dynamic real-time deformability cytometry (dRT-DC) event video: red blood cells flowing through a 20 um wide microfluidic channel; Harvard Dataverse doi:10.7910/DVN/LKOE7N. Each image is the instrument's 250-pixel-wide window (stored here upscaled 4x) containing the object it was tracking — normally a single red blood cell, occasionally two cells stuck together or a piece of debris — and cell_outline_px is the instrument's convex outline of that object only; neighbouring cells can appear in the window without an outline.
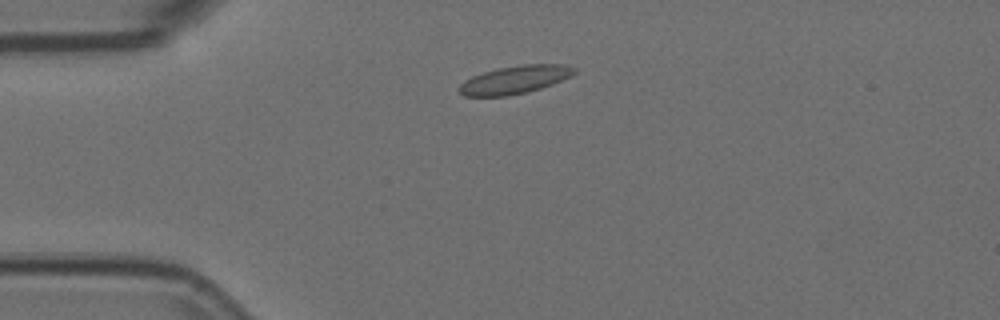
{"species": "Egyptian fruit bat (a non-hibernating species)", "species_latin": "Rousettus aegyptiacus", "temperature_condition": "room temperature", "stored_images_in_passage": 3, "camera_frame_rate_fps": 3000, "um_per_image_px": 0.085, "animal": {"sex": "female"}, "frame": {"image": 1, "passage_image": 2, "time_ms": 0.333, "image_size_px": [1000, 320], "cell_outline_px": [[576, 72], [552, 84], [540, 88], [508, 96], [464, 96], [456, 88], [464, 80], [472, 76], [484, 72], [500, 68], [524, 64], [568, 64], [576, 68]], "centroid_in_image_um": [43.73, 6.77], "position_along_channel_um": 41.3, "area_um2": 18.61}}